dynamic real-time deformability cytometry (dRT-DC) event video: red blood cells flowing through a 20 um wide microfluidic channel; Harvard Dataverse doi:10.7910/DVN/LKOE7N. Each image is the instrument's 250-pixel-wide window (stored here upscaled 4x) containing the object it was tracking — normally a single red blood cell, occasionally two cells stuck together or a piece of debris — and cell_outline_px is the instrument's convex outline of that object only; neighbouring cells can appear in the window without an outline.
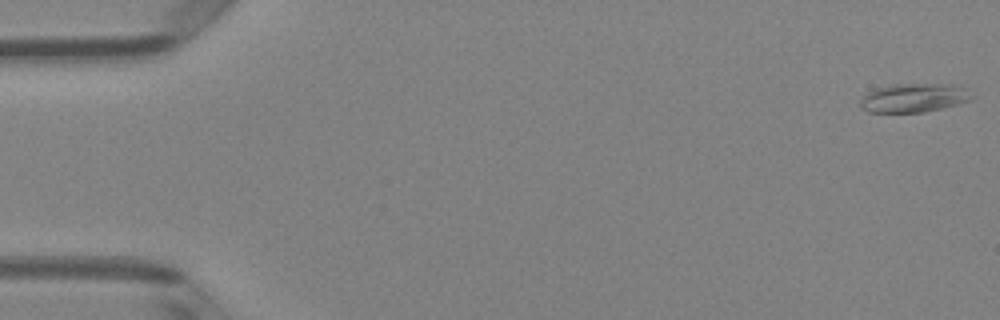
{"species": "Egyptian fruit bat (a non-hibernating species)", "species_latin": "Rousettus aegyptiacus", "temperature_condition": "room temperature", "stored_images_in_passage": 51, "camera_frame_rate_fps": 3000, "um_per_image_px": 0.085, "animal": {"sex": "female"}, "frame": {"image": 1, "passage_image": 1, "time_ms": 0.0, "image_size_px": [1000, 320], "cell_outline_px": [[972, 96], [968, 100], [956, 104], [924, 112], [868, 112], [860, 108], [860, 100], [868, 92], [876, 88], [892, 84], [956, 84], [964, 88]], "centroid_in_image_um": [77.62, 8.31], "position_along_channel_um": 7.4, "area_um2": 18.5}}
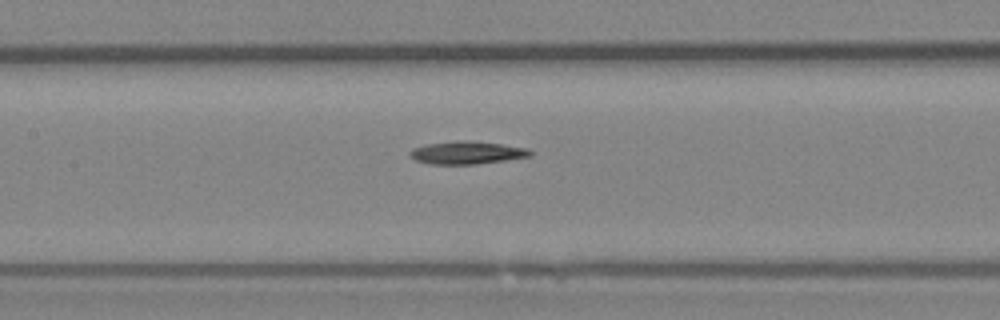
{"frame": {"image": 2, "passage_image": 24, "time_ms": 7.667, "image_size_px": [1000, 320], "cell_outline_px": [[532, 156], [476, 164], [432, 164], [416, 160], [408, 152], [412, 148], [428, 144], [464, 140], [500, 144], [528, 148], [532, 152]], "centroid_in_image_um": [39.7, 12.98], "position_along_channel_um": 167.7, "area_um2": 15.66}}
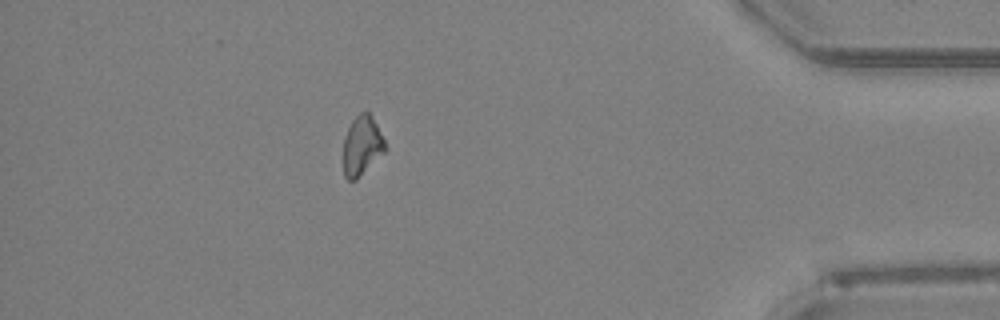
{"frame": {"image": 3, "passage_image": 45, "time_ms": 14.667, "image_size_px": [1000, 320], "cell_outline_px": [[384, 152], [356, 180], [348, 180], [344, 176], [344, 136], [352, 120], [360, 112], [368, 112], [372, 116], [384, 140]], "centroid_in_image_um": [30.74, 12.38], "position_along_channel_um": 404.5, "area_um2": 14.16}}